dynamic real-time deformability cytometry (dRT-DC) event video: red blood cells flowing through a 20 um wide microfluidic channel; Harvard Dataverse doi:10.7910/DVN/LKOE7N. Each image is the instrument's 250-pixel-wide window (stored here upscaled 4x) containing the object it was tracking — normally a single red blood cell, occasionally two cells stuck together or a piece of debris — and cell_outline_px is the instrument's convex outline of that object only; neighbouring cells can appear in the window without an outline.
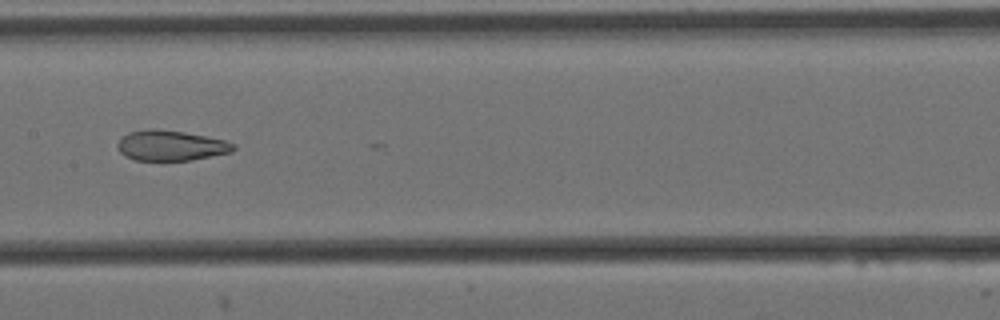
{"species": "Egyptian fruit bat (a non-hibernating species)", "species_latin": "Rousettus aegyptiacus", "temperature_condition": "cold", "stored_images_in_passage": 8, "camera_frame_rate_fps": 3000, "um_per_image_px": 0.085, "animal": {"sex": "female"}, "frame": {"image": 1, "passage_image": 7, "time_ms": 2.0, "image_size_px": [1000, 320], "cell_outline_px": [[236, 148], [232, 152], [192, 160], [136, 160], [124, 156], [120, 152], [116, 144], [120, 136], [128, 132], [152, 128], [156, 128], [184, 132], [224, 140], [236, 144]], "centroid_in_image_um": [14.49, 12.36], "position_along_channel_um": 192.9, "area_um2": 20.63}}